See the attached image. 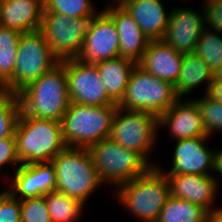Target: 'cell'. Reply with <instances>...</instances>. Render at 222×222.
<instances>
[{
  "mask_svg": "<svg viewBox=\"0 0 222 222\" xmlns=\"http://www.w3.org/2000/svg\"><path fill=\"white\" fill-rule=\"evenodd\" d=\"M51 163L56 169V189L84 205L105 185L98 176L87 148L66 147Z\"/></svg>",
  "mask_w": 222,
  "mask_h": 222,
  "instance_id": "cell-4",
  "label": "cell"
},
{
  "mask_svg": "<svg viewBox=\"0 0 222 222\" xmlns=\"http://www.w3.org/2000/svg\"><path fill=\"white\" fill-rule=\"evenodd\" d=\"M165 0H128L122 7L133 17L140 29L151 40H162L169 22Z\"/></svg>",
  "mask_w": 222,
  "mask_h": 222,
  "instance_id": "cell-21",
  "label": "cell"
},
{
  "mask_svg": "<svg viewBox=\"0 0 222 222\" xmlns=\"http://www.w3.org/2000/svg\"><path fill=\"white\" fill-rule=\"evenodd\" d=\"M21 222H52L44 196L20 200Z\"/></svg>",
  "mask_w": 222,
  "mask_h": 222,
  "instance_id": "cell-31",
  "label": "cell"
},
{
  "mask_svg": "<svg viewBox=\"0 0 222 222\" xmlns=\"http://www.w3.org/2000/svg\"><path fill=\"white\" fill-rule=\"evenodd\" d=\"M207 210L199 204L169 196L157 222H206Z\"/></svg>",
  "mask_w": 222,
  "mask_h": 222,
  "instance_id": "cell-24",
  "label": "cell"
},
{
  "mask_svg": "<svg viewBox=\"0 0 222 222\" xmlns=\"http://www.w3.org/2000/svg\"><path fill=\"white\" fill-rule=\"evenodd\" d=\"M206 222H222V206L207 211Z\"/></svg>",
  "mask_w": 222,
  "mask_h": 222,
  "instance_id": "cell-37",
  "label": "cell"
},
{
  "mask_svg": "<svg viewBox=\"0 0 222 222\" xmlns=\"http://www.w3.org/2000/svg\"><path fill=\"white\" fill-rule=\"evenodd\" d=\"M95 65L108 97L118 105L125 94L129 76L136 63L119 56L102 60Z\"/></svg>",
  "mask_w": 222,
  "mask_h": 222,
  "instance_id": "cell-22",
  "label": "cell"
},
{
  "mask_svg": "<svg viewBox=\"0 0 222 222\" xmlns=\"http://www.w3.org/2000/svg\"><path fill=\"white\" fill-rule=\"evenodd\" d=\"M163 170L157 163L145 174L118 185L113 189L115 199L135 218L143 222H157L170 196L169 181Z\"/></svg>",
  "mask_w": 222,
  "mask_h": 222,
  "instance_id": "cell-2",
  "label": "cell"
},
{
  "mask_svg": "<svg viewBox=\"0 0 222 222\" xmlns=\"http://www.w3.org/2000/svg\"><path fill=\"white\" fill-rule=\"evenodd\" d=\"M21 32L0 26V81L5 84L14 73Z\"/></svg>",
  "mask_w": 222,
  "mask_h": 222,
  "instance_id": "cell-26",
  "label": "cell"
},
{
  "mask_svg": "<svg viewBox=\"0 0 222 222\" xmlns=\"http://www.w3.org/2000/svg\"><path fill=\"white\" fill-rule=\"evenodd\" d=\"M212 81H222V64L213 71Z\"/></svg>",
  "mask_w": 222,
  "mask_h": 222,
  "instance_id": "cell-38",
  "label": "cell"
},
{
  "mask_svg": "<svg viewBox=\"0 0 222 222\" xmlns=\"http://www.w3.org/2000/svg\"><path fill=\"white\" fill-rule=\"evenodd\" d=\"M201 12L191 8H171L169 22L164 40L175 51L183 54L193 53L196 43L206 28V19L203 6ZM200 13V14H199Z\"/></svg>",
  "mask_w": 222,
  "mask_h": 222,
  "instance_id": "cell-13",
  "label": "cell"
},
{
  "mask_svg": "<svg viewBox=\"0 0 222 222\" xmlns=\"http://www.w3.org/2000/svg\"><path fill=\"white\" fill-rule=\"evenodd\" d=\"M7 92H6V89H5V85L0 81V97L5 95Z\"/></svg>",
  "mask_w": 222,
  "mask_h": 222,
  "instance_id": "cell-40",
  "label": "cell"
},
{
  "mask_svg": "<svg viewBox=\"0 0 222 222\" xmlns=\"http://www.w3.org/2000/svg\"><path fill=\"white\" fill-rule=\"evenodd\" d=\"M52 222H75L83 214L84 204L54 190L44 195Z\"/></svg>",
  "mask_w": 222,
  "mask_h": 222,
  "instance_id": "cell-25",
  "label": "cell"
},
{
  "mask_svg": "<svg viewBox=\"0 0 222 222\" xmlns=\"http://www.w3.org/2000/svg\"><path fill=\"white\" fill-rule=\"evenodd\" d=\"M209 139V136H198L177 140L172 153V168L164 172L165 175H214L212 171L215 149L205 145Z\"/></svg>",
  "mask_w": 222,
  "mask_h": 222,
  "instance_id": "cell-15",
  "label": "cell"
},
{
  "mask_svg": "<svg viewBox=\"0 0 222 222\" xmlns=\"http://www.w3.org/2000/svg\"><path fill=\"white\" fill-rule=\"evenodd\" d=\"M118 105L91 106L71 102L61 119L67 147L88 148L109 138Z\"/></svg>",
  "mask_w": 222,
  "mask_h": 222,
  "instance_id": "cell-5",
  "label": "cell"
},
{
  "mask_svg": "<svg viewBox=\"0 0 222 222\" xmlns=\"http://www.w3.org/2000/svg\"><path fill=\"white\" fill-rule=\"evenodd\" d=\"M177 100L174 86L170 82L145 72L136 64L118 107L145 111L159 117Z\"/></svg>",
  "mask_w": 222,
  "mask_h": 222,
  "instance_id": "cell-8",
  "label": "cell"
},
{
  "mask_svg": "<svg viewBox=\"0 0 222 222\" xmlns=\"http://www.w3.org/2000/svg\"><path fill=\"white\" fill-rule=\"evenodd\" d=\"M20 114L18 94L6 93L0 97V139L14 137V130Z\"/></svg>",
  "mask_w": 222,
  "mask_h": 222,
  "instance_id": "cell-30",
  "label": "cell"
},
{
  "mask_svg": "<svg viewBox=\"0 0 222 222\" xmlns=\"http://www.w3.org/2000/svg\"><path fill=\"white\" fill-rule=\"evenodd\" d=\"M8 178V190L15 198L40 197L56 189V169L51 163L21 164Z\"/></svg>",
  "mask_w": 222,
  "mask_h": 222,
  "instance_id": "cell-14",
  "label": "cell"
},
{
  "mask_svg": "<svg viewBox=\"0 0 222 222\" xmlns=\"http://www.w3.org/2000/svg\"><path fill=\"white\" fill-rule=\"evenodd\" d=\"M92 18L43 12L40 31L60 62L78 58Z\"/></svg>",
  "mask_w": 222,
  "mask_h": 222,
  "instance_id": "cell-10",
  "label": "cell"
},
{
  "mask_svg": "<svg viewBox=\"0 0 222 222\" xmlns=\"http://www.w3.org/2000/svg\"><path fill=\"white\" fill-rule=\"evenodd\" d=\"M59 62L40 30L22 33L13 76L4 84L6 92L18 94Z\"/></svg>",
  "mask_w": 222,
  "mask_h": 222,
  "instance_id": "cell-7",
  "label": "cell"
},
{
  "mask_svg": "<svg viewBox=\"0 0 222 222\" xmlns=\"http://www.w3.org/2000/svg\"><path fill=\"white\" fill-rule=\"evenodd\" d=\"M18 97L21 114L61 121L71 103L65 64L57 63L21 90Z\"/></svg>",
  "mask_w": 222,
  "mask_h": 222,
  "instance_id": "cell-1",
  "label": "cell"
},
{
  "mask_svg": "<svg viewBox=\"0 0 222 222\" xmlns=\"http://www.w3.org/2000/svg\"><path fill=\"white\" fill-rule=\"evenodd\" d=\"M159 130L166 128L174 140L208 136L201 113L192 99H178L167 111L158 117Z\"/></svg>",
  "mask_w": 222,
  "mask_h": 222,
  "instance_id": "cell-16",
  "label": "cell"
},
{
  "mask_svg": "<svg viewBox=\"0 0 222 222\" xmlns=\"http://www.w3.org/2000/svg\"><path fill=\"white\" fill-rule=\"evenodd\" d=\"M0 222H21L20 200L8 190L0 192Z\"/></svg>",
  "mask_w": 222,
  "mask_h": 222,
  "instance_id": "cell-32",
  "label": "cell"
},
{
  "mask_svg": "<svg viewBox=\"0 0 222 222\" xmlns=\"http://www.w3.org/2000/svg\"><path fill=\"white\" fill-rule=\"evenodd\" d=\"M62 62L66 67L71 102L91 106L117 105L108 97L96 65L84 64L78 59Z\"/></svg>",
  "mask_w": 222,
  "mask_h": 222,
  "instance_id": "cell-11",
  "label": "cell"
},
{
  "mask_svg": "<svg viewBox=\"0 0 222 222\" xmlns=\"http://www.w3.org/2000/svg\"><path fill=\"white\" fill-rule=\"evenodd\" d=\"M159 133L158 116L145 112L117 108L109 138L124 148L139 153L152 167L149 154ZM152 162V163H151Z\"/></svg>",
  "mask_w": 222,
  "mask_h": 222,
  "instance_id": "cell-9",
  "label": "cell"
},
{
  "mask_svg": "<svg viewBox=\"0 0 222 222\" xmlns=\"http://www.w3.org/2000/svg\"><path fill=\"white\" fill-rule=\"evenodd\" d=\"M203 9L206 26L222 34V0H205Z\"/></svg>",
  "mask_w": 222,
  "mask_h": 222,
  "instance_id": "cell-33",
  "label": "cell"
},
{
  "mask_svg": "<svg viewBox=\"0 0 222 222\" xmlns=\"http://www.w3.org/2000/svg\"><path fill=\"white\" fill-rule=\"evenodd\" d=\"M166 177L171 196L199 204L207 211L217 207L215 200L219 185L215 175L181 174Z\"/></svg>",
  "mask_w": 222,
  "mask_h": 222,
  "instance_id": "cell-17",
  "label": "cell"
},
{
  "mask_svg": "<svg viewBox=\"0 0 222 222\" xmlns=\"http://www.w3.org/2000/svg\"><path fill=\"white\" fill-rule=\"evenodd\" d=\"M88 151L101 181L117 187L145 174L152 166L136 151L110 138L90 145Z\"/></svg>",
  "mask_w": 222,
  "mask_h": 222,
  "instance_id": "cell-6",
  "label": "cell"
},
{
  "mask_svg": "<svg viewBox=\"0 0 222 222\" xmlns=\"http://www.w3.org/2000/svg\"><path fill=\"white\" fill-rule=\"evenodd\" d=\"M119 34L112 18L101 9L92 18L78 60L93 64L119 57Z\"/></svg>",
  "mask_w": 222,
  "mask_h": 222,
  "instance_id": "cell-12",
  "label": "cell"
},
{
  "mask_svg": "<svg viewBox=\"0 0 222 222\" xmlns=\"http://www.w3.org/2000/svg\"><path fill=\"white\" fill-rule=\"evenodd\" d=\"M44 0H0V26L21 33L40 30Z\"/></svg>",
  "mask_w": 222,
  "mask_h": 222,
  "instance_id": "cell-20",
  "label": "cell"
},
{
  "mask_svg": "<svg viewBox=\"0 0 222 222\" xmlns=\"http://www.w3.org/2000/svg\"><path fill=\"white\" fill-rule=\"evenodd\" d=\"M184 54L175 51L164 40H151L137 65L155 77L176 84Z\"/></svg>",
  "mask_w": 222,
  "mask_h": 222,
  "instance_id": "cell-19",
  "label": "cell"
},
{
  "mask_svg": "<svg viewBox=\"0 0 222 222\" xmlns=\"http://www.w3.org/2000/svg\"><path fill=\"white\" fill-rule=\"evenodd\" d=\"M208 95L222 103V81H212Z\"/></svg>",
  "mask_w": 222,
  "mask_h": 222,
  "instance_id": "cell-35",
  "label": "cell"
},
{
  "mask_svg": "<svg viewBox=\"0 0 222 222\" xmlns=\"http://www.w3.org/2000/svg\"><path fill=\"white\" fill-rule=\"evenodd\" d=\"M103 10L112 18L119 34V56L136 64L146 51L150 39L133 17L122 6H109Z\"/></svg>",
  "mask_w": 222,
  "mask_h": 222,
  "instance_id": "cell-18",
  "label": "cell"
},
{
  "mask_svg": "<svg viewBox=\"0 0 222 222\" xmlns=\"http://www.w3.org/2000/svg\"><path fill=\"white\" fill-rule=\"evenodd\" d=\"M110 1L106 7H109V6H122L126 1L128 0H108ZM113 1V2H111Z\"/></svg>",
  "mask_w": 222,
  "mask_h": 222,
  "instance_id": "cell-39",
  "label": "cell"
},
{
  "mask_svg": "<svg viewBox=\"0 0 222 222\" xmlns=\"http://www.w3.org/2000/svg\"><path fill=\"white\" fill-rule=\"evenodd\" d=\"M212 71L205 62L196 54H184L179 78L174 85L175 95L178 99L191 95L199 84H206L205 94H208L211 82Z\"/></svg>",
  "mask_w": 222,
  "mask_h": 222,
  "instance_id": "cell-23",
  "label": "cell"
},
{
  "mask_svg": "<svg viewBox=\"0 0 222 222\" xmlns=\"http://www.w3.org/2000/svg\"><path fill=\"white\" fill-rule=\"evenodd\" d=\"M92 0H44L43 12H57L69 17H94L98 12Z\"/></svg>",
  "mask_w": 222,
  "mask_h": 222,
  "instance_id": "cell-28",
  "label": "cell"
},
{
  "mask_svg": "<svg viewBox=\"0 0 222 222\" xmlns=\"http://www.w3.org/2000/svg\"><path fill=\"white\" fill-rule=\"evenodd\" d=\"M213 172L219 173L222 177V149H215L213 155Z\"/></svg>",
  "mask_w": 222,
  "mask_h": 222,
  "instance_id": "cell-36",
  "label": "cell"
},
{
  "mask_svg": "<svg viewBox=\"0 0 222 222\" xmlns=\"http://www.w3.org/2000/svg\"><path fill=\"white\" fill-rule=\"evenodd\" d=\"M14 137L21 164L48 163L67 146L60 121L19 114Z\"/></svg>",
  "mask_w": 222,
  "mask_h": 222,
  "instance_id": "cell-3",
  "label": "cell"
},
{
  "mask_svg": "<svg viewBox=\"0 0 222 222\" xmlns=\"http://www.w3.org/2000/svg\"><path fill=\"white\" fill-rule=\"evenodd\" d=\"M222 34L206 27L200 35L194 54L199 56L213 72L222 64Z\"/></svg>",
  "mask_w": 222,
  "mask_h": 222,
  "instance_id": "cell-27",
  "label": "cell"
},
{
  "mask_svg": "<svg viewBox=\"0 0 222 222\" xmlns=\"http://www.w3.org/2000/svg\"><path fill=\"white\" fill-rule=\"evenodd\" d=\"M10 164L15 170L21 165L17 156L15 137L0 139V169Z\"/></svg>",
  "mask_w": 222,
  "mask_h": 222,
  "instance_id": "cell-34",
  "label": "cell"
},
{
  "mask_svg": "<svg viewBox=\"0 0 222 222\" xmlns=\"http://www.w3.org/2000/svg\"><path fill=\"white\" fill-rule=\"evenodd\" d=\"M202 98L193 99L201 113L204 128L211 137L214 133L222 131V103L203 93Z\"/></svg>",
  "mask_w": 222,
  "mask_h": 222,
  "instance_id": "cell-29",
  "label": "cell"
}]
</instances>
